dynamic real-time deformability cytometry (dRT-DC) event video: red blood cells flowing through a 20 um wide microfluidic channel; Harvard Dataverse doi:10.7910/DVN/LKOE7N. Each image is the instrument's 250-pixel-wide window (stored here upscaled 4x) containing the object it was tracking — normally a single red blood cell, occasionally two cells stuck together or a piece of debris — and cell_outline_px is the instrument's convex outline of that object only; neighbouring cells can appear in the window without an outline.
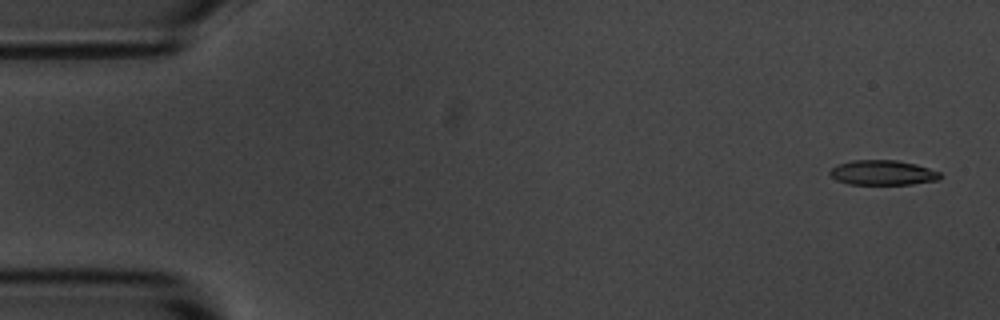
{"species": "common noctule bat (a hibernating species)", "species_latin": "Nyctalus noctula", "temperature_condition": "room temperature", "stored_images_in_passage": 8, "camera_frame_rate_fps": 3000, "um_per_image_px": 0.085, "animal": {"sex": "male", "body_mass_g": 20.1, "forearm_length_mm": 53.5}, "frame": {"image": 1, "passage_image": 1, "time_ms": 0.0, "image_size_px": [1000, 320], "cell_outline_px": [[940, 180], [912, 184], [848, 184], [836, 180], [828, 172], [832, 168], [840, 164], [852, 160], [896, 160], [916, 164], [940, 172]], "centroid_in_image_um": [75.04, 14.68], "position_along_channel_um": 10.0, "area_um2": 15.9}}
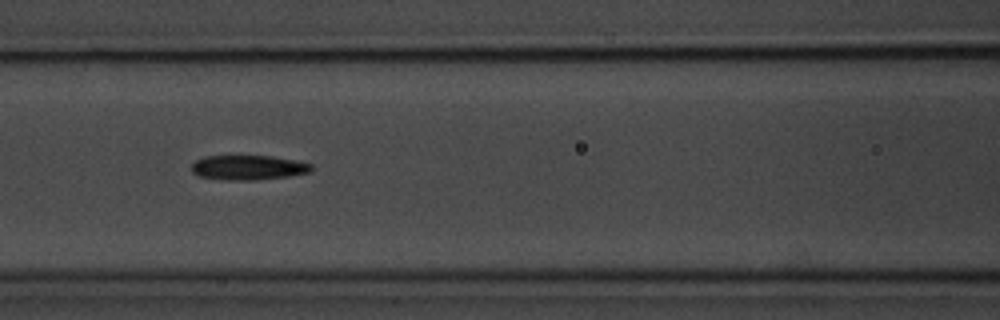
{"frame": {"image": 2, "passage_image": 7, "time_ms": 7.0, "image_size_px": [1000, 320], "cell_outline_px": [[312, 172], [288, 176], [252, 180], [228, 180], [200, 176], [192, 172], [192, 164], [196, 160], [204, 156], [272, 156], [296, 160], [312, 164]], "centroid_in_image_um": [21.12, 14.23], "position_along_channel_um": 145.5, "area_um2": 17.17}}
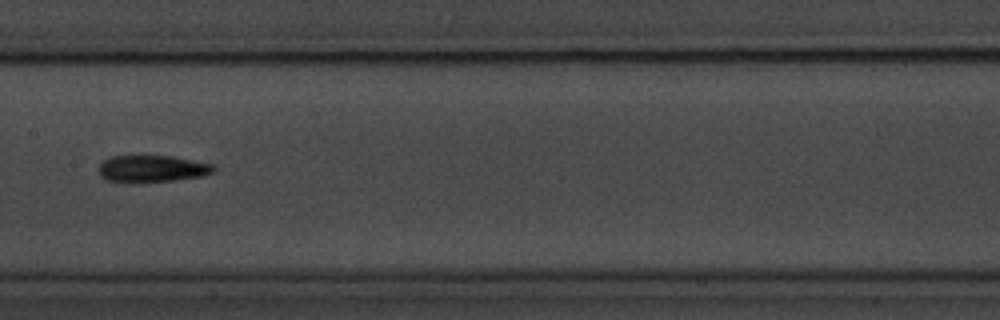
{"frame": {"image": 3, "passage_image": 8, "time_ms": 8.333, "image_size_px": [1000, 320], "cell_outline_px": [[216, 168], [212, 172], [204, 176], [176, 180], [108, 180], [100, 176], [96, 168], [108, 156], [172, 156], [212, 164]], "centroid_in_image_um": [12.93, 14.3], "position_along_channel_um": 194.5, "area_um2": 17.46}}